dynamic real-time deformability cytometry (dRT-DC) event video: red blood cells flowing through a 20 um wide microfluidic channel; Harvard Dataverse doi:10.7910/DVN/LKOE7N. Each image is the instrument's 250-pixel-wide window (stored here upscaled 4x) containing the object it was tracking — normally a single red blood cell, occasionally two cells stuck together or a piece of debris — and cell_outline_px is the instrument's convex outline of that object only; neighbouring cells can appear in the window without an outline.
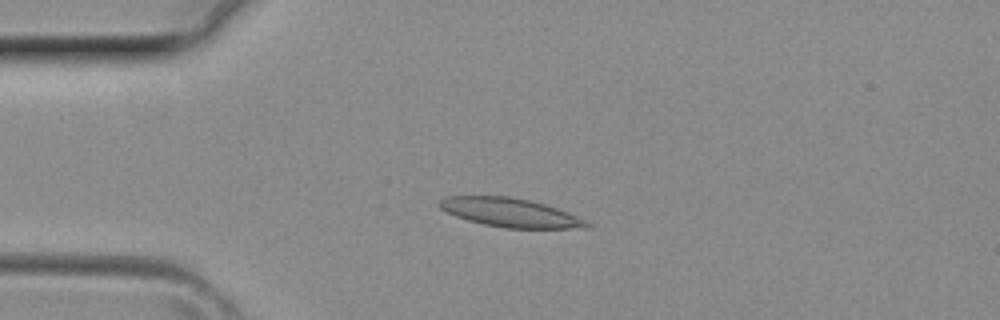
{"species": "common noctule bat (a hibernating species)", "species_latin": "Nyctalus noctula", "temperature_condition": "room temperature", "stored_images_in_passage": 2, "camera_frame_rate_fps": 3000, "um_per_image_px": 0.085, "animal": {"sex": "female", "body_mass_g": 29.2, "forearm_length_mm": 56.3}, "frame": {"image": 1, "passage_image": 2, "time_ms": 0.333, "image_size_px": [1000, 320], "cell_outline_px": [[592, 228], [504, 228], [484, 224], [468, 220], [456, 216], [440, 208], [436, 204], [440, 200], [448, 196], [508, 196], [528, 200], [544, 204], [568, 212], [592, 224]], "centroid_in_image_um": [43.37, 18.07], "position_along_channel_um": 41.6, "area_um2": 24.57}}